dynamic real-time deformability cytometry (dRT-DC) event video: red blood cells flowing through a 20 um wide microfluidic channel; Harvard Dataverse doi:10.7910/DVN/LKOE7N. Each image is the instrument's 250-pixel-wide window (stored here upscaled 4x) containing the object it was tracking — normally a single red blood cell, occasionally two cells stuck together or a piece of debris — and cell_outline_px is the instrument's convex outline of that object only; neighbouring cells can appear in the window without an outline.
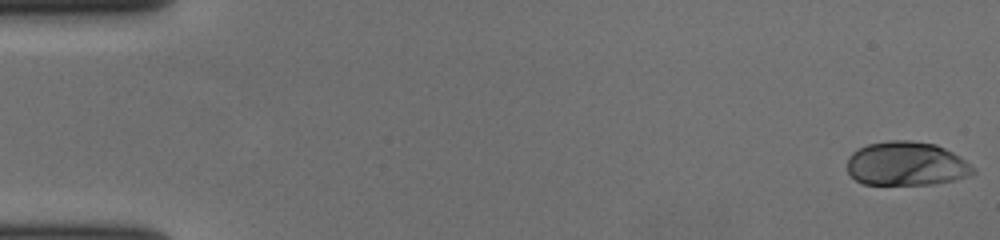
{"species": "human", "species_latin": "Homo sapiens", "temperature_condition": "cold", "stored_images_in_passage": 57, "camera_frame_rate_fps": 3000, "um_per_image_px": 0.085, "donor": {"sex": "female"}, "frame": {"image": 1, "passage_image": 1, "time_ms": 0.0, "image_size_px": [1000, 240], "cell_outline_px": [[976, 172], [972, 176], [932, 184], [864, 184], [856, 180], [848, 172], [848, 156], [852, 152], [868, 144], [888, 140], [908, 140], [936, 144], [960, 156], [976, 168]], "centroid_in_image_um": [77.08, 13.91], "position_along_channel_um": 7.9, "area_um2": 32.37}}
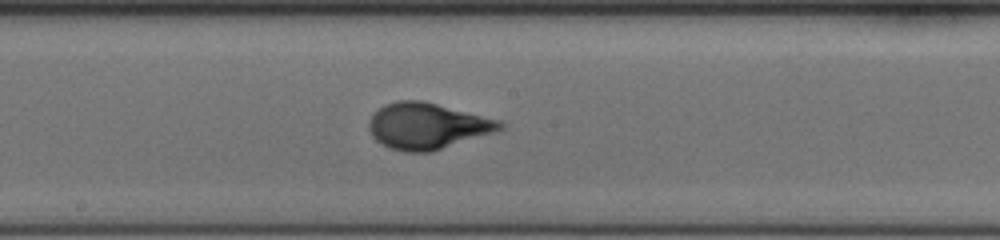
{"frame": {"image": 2, "passage_image": 31, "time_ms": 10.0, "image_size_px": [1000, 240], "cell_outline_px": [[504, 128], [432, 152], [404, 152], [388, 148], [376, 140], [372, 136], [368, 128], [368, 120], [384, 104], [396, 100], [424, 100], [500, 120], [504, 124]], "centroid_in_image_um": [36.28, 10.7], "position_along_channel_um": 211.9, "area_um2": 35.26}}
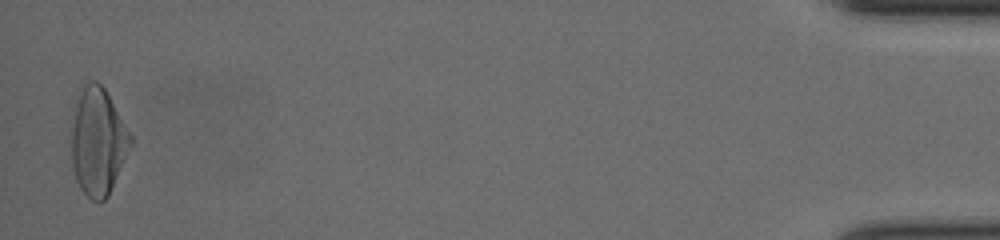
{"frame": {"image": 3, "passage_image": 56, "time_ms": 18.333, "image_size_px": [1000, 240], "cell_outline_px": [[136, 140], [108, 196], [104, 200], [92, 200], [80, 188], [76, 180], [72, 168], [72, 124], [76, 104], [80, 88], [88, 80], [96, 80], [104, 88]], "centroid_in_image_um": [8.37, 12.02], "position_along_channel_um": 426.8, "area_um2": 37.45}, "authors_computed_cell_mechanics": {"area_um2": 33.6396, "velocity_mm_per_s": 3.6748, "shape_relaxation_time_tau1_ms": 4.1752, "shape_relaxation_time_tau2_ms": null, "deformation_change_tau1": 0.1986, "deformation_change_tau2": null}}